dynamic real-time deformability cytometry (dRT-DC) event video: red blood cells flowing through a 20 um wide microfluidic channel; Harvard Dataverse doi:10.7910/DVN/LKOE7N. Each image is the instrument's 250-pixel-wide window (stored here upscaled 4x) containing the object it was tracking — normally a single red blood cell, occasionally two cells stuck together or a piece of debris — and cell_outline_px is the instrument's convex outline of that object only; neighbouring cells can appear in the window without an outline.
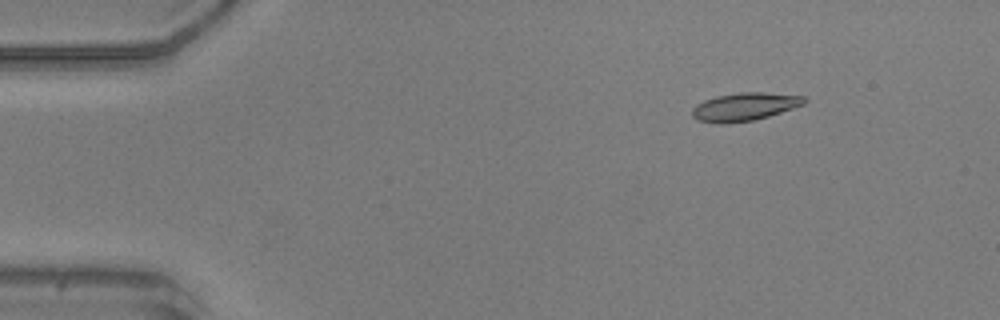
{"species": "common noctule bat (a hibernating species)", "species_latin": "Nyctalus noctula", "temperature_condition": "warm", "stored_images_in_passage": 17, "camera_frame_rate_fps": 3000, "um_per_image_px": 0.085, "animal": {"sex": "male", "body_mass_g": 20.5, "forearm_length_mm": 52.5}, "frame": {"image": 1, "passage_image": 4, "time_ms": 1.0, "image_size_px": [1000, 320], "cell_outline_px": [[808, 100], [804, 104], [768, 116], [752, 120], [724, 124], [716, 124], [696, 120], [692, 116], [692, 108], [696, 104], [704, 100], [716, 96], [740, 92], [760, 92], [804, 96]], "centroid_in_image_um": [63.24, 9.08], "position_along_channel_um": 21.8, "area_um2": 18.32}}
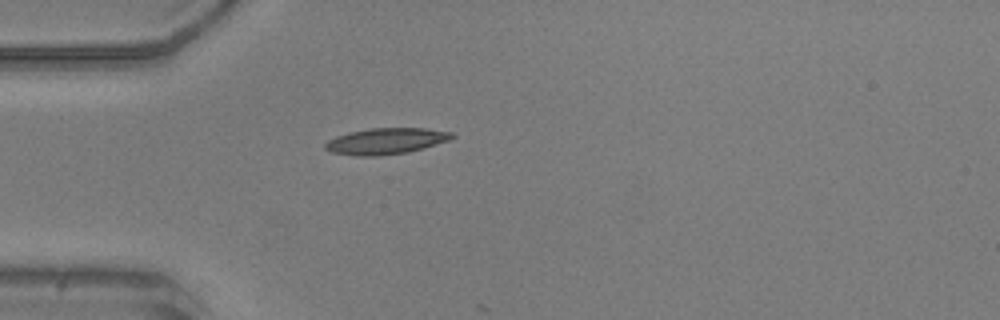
{"frame": {"image": 2, "passage_image": 12, "time_ms": 3.667, "image_size_px": [1000, 320], "cell_outline_px": [[456, 136], [448, 140], [424, 148], [408, 152], [380, 156], [356, 156], [332, 152], [324, 148], [324, 144], [328, 140], [336, 136], [348, 132], [372, 128], [424, 128], [452, 132]], "centroid_in_image_um": [32.79, 11.99], "position_along_channel_um": 52.2, "area_um2": 19.36}}
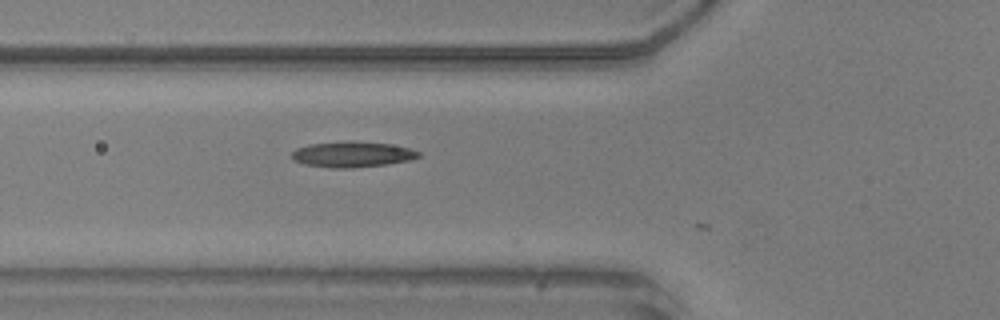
{"frame": {"image": 3, "passage_image": 16, "time_ms": 5.0, "image_size_px": [1000, 320], "cell_outline_px": [[420, 156], [408, 160], [388, 164], [352, 168], [336, 168], [304, 164], [292, 160], [292, 152], [296, 148], [308, 144], [348, 140], [352, 140], [388, 144], [408, 148], [420, 152]], "centroid_in_image_um": [29.9, 13.11], "position_along_channel_um": 95.9, "area_um2": 19.02}}